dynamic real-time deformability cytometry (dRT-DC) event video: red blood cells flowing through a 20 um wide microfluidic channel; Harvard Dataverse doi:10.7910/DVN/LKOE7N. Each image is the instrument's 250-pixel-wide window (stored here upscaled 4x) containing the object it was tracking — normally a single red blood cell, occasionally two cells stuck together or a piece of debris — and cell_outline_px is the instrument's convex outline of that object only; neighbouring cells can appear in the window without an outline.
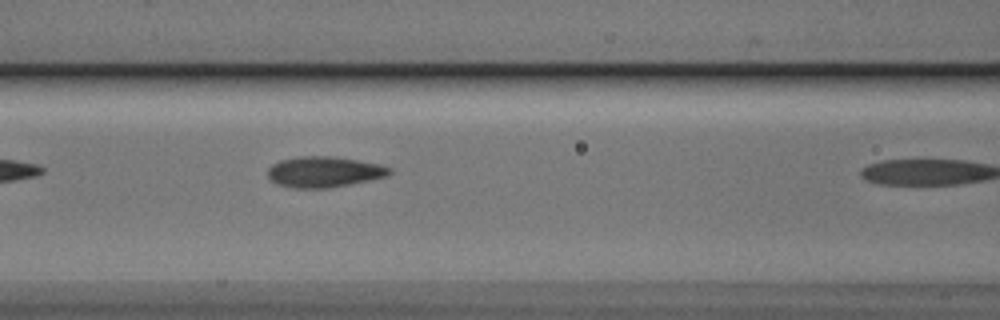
{"species": "Egyptian fruit bat (a non-hibernating species)", "species_latin": "Rousettus aegyptiacus", "temperature_condition": "cold", "stored_images_in_passage": 9, "camera_frame_rate_fps": 3000, "um_per_image_px": 0.085, "animal": {"sex": "male"}, "frame": {"image": 1, "passage_image": 8, "time_ms": 2.333, "image_size_px": [1000, 320], "cell_outline_px": [[392, 172], [388, 176], [328, 188], [292, 188], [276, 184], [268, 176], [268, 168], [272, 164], [280, 160], [300, 156], [332, 156], [380, 164], [392, 168]], "centroid_in_image_um": [27.53, 14.61], "position_along_channel_um": 139.1, "area_um2": 21.79}}